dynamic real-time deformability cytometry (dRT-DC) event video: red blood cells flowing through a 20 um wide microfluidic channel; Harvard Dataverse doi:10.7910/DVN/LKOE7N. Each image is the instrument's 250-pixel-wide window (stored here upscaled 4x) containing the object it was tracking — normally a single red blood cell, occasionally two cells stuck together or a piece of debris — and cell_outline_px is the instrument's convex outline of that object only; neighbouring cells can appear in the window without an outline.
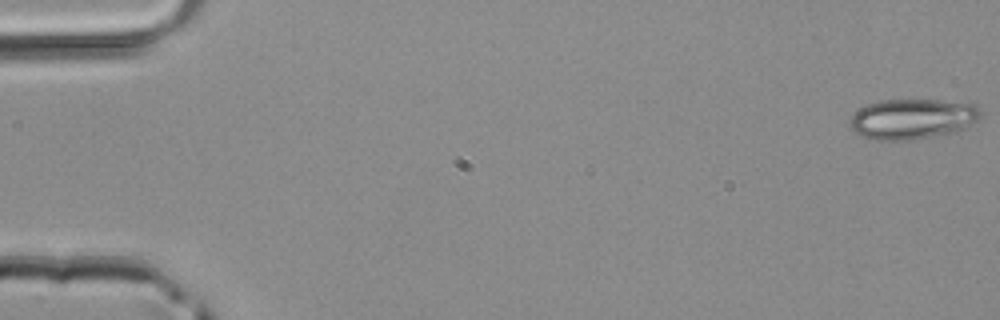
{"species": "common noctule bat (a hibernating species)", "species_latin": "Nyctalus noctula", "temperature_condition": "room temperature", "stored_images_in_passage": 4, "camera_frame_rate_fps": 3000, "um_per_image_px": 0.085, "animal": {"sex": "male", "body_mass_g": 20.4}, "frame": {"image": 1, "passage_image": 1, "time_ms": 0.0, "image_size_px": [1000, 320], "cell_outline_px": [[980, 116], [976, 120], [964, 128], [956, 132], [908, 140], [872, 140], [856, 132], [848, 124], [852, 112], [868, 104], [880, 100], [940, 100], [976, 104], [980, 108]], "centroid_in_image_um": [77.53, 10.1], "position_along_channel_um": 7.5, "area_um2": 30.69}}